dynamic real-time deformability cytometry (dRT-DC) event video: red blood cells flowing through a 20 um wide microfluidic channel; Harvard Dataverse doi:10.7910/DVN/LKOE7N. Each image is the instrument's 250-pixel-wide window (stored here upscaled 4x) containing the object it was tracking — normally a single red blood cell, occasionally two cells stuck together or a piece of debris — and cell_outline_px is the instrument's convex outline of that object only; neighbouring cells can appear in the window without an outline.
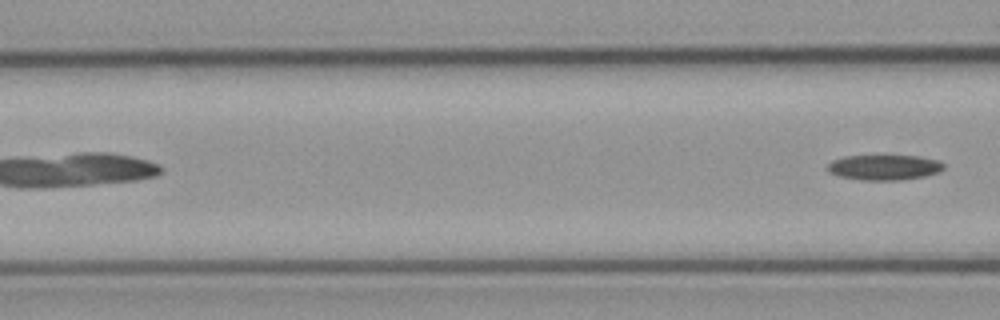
{"species": "common noctule bat (a hibernating species)", "species_latin": "Nyctalus noctula", "temperature_condition": "cold", "stored_images_in_passage": 5, "camera_frame_rate_fps": 3000, "um_per_image_px": 0.085, "animal": {"sex": "male", "body_mass_g": 23.1, "forearm_length_mm": 52.7}, "frame": {"image": 1, "passage_image": 5, "time_ms": 4.667, "image_size_px": [1000, 320], "cell_outline_px": [[944, 168], [940, 172], [924, 176], [904, 180], [860, 180], [840, 176], [828, 172], [828, 164], [832, 160], [844, 156], [916, 156], [940, 160], [944, 164]], "centroid_in_image_um": [75.18, 14.23], "position_along_channel_um": 91.4, "area_um2": 17.17}}